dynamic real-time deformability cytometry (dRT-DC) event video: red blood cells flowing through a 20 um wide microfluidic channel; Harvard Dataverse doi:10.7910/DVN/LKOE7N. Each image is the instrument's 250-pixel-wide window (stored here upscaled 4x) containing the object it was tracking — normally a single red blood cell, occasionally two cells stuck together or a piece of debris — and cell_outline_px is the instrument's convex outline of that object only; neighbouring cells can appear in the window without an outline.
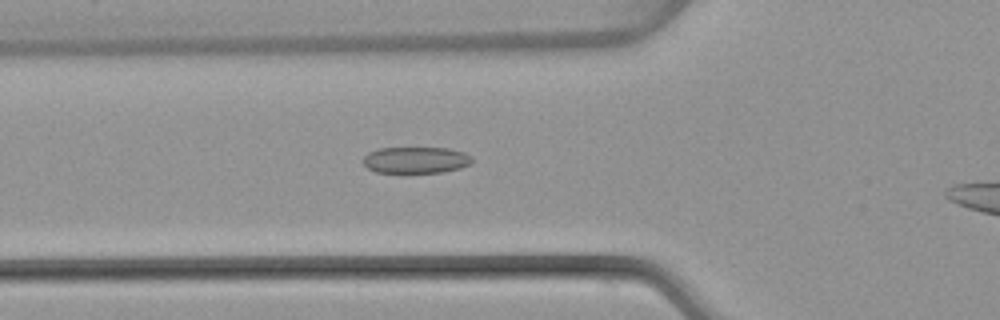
{"species": "common noctule bat (a hibernating species)", "species_latin": "Nyctalus noctula", "temperature_condition": "warm", "stored_images_in_passage": 40, "camera_frame_rate_fps": 3000, "um_per_image_px": 0.085, "animal": {"sex": "female", "body_mass_g": 22.7, "forearm_length_mm": 54.2}, "frame": {"image": 1, "passage_image": 14, "time_ms": 4.333, "image_size_px": [1000, 320], "cell_outline_px": [[472, 164], [460, 168], [440, 172], [376, 172], [368, 168], [364, 164], [364, 156], [368, 152], [380, 148], [448, 148], [464, 152], [472, 156]], "centroid_in_image_um": [35.37, 13.59], "position_along_channel_um": 90.4, "area_um2": 16.7}}
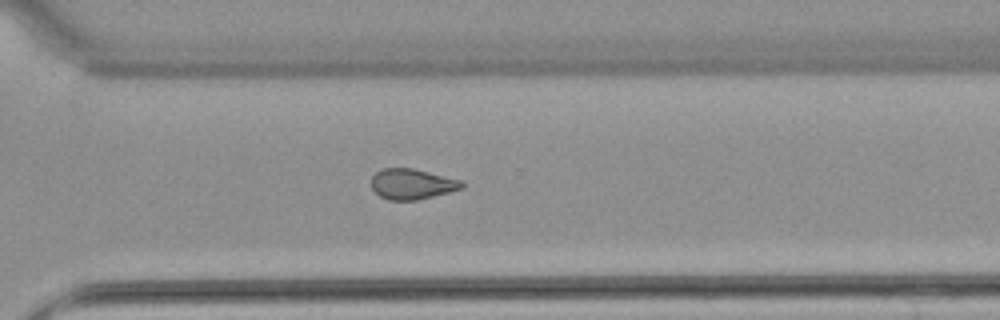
{"frame": {"image": 2, "passage_image": 32, "time_ms": 10.333, "image_size_px": [1000, 320], "cell_outline_px": [[464, 188], [416, 200], [388, 200], [380, 196], [372, 188], [372, 176], [380, 168], [412, 168], [460, 180], [464, 184]], "centroid_in_image_um": [34.99, 15.64], "position_along_channel_um": 335.6, "area_um2": 15.9}}
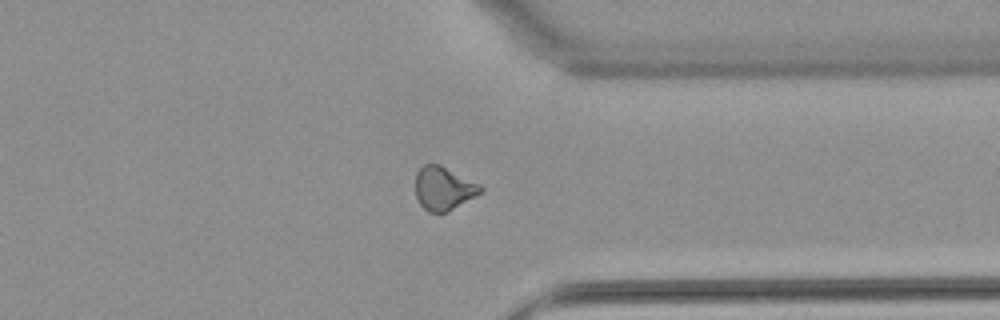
{"frame": {"image": 3, "passage_image": 35, "time_ms": 11.333, "image_size_px": [1000, 320], "cell_outline_px": [[484, 188], [480, 192], [448, 212], [428, 212], [420, 204], [416, 196], [416, 172], [424, 164], [440, 164], [480, 184]], "centroid_in_image_um": [37.68, 16.0], "position_along_channel_um": 373.7, "area_um2": 16.3}}